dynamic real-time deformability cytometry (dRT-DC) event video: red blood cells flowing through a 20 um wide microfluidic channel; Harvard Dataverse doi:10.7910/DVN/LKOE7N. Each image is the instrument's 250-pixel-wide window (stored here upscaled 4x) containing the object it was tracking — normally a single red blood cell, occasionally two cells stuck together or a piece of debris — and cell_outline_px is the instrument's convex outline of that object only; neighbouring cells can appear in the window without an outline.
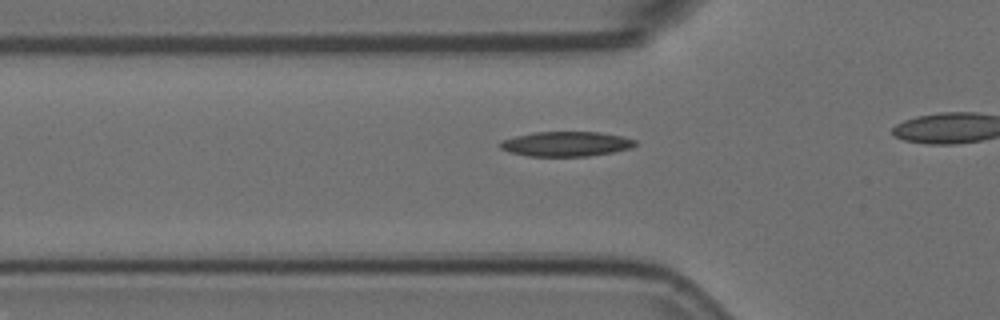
{"species": "Egyptian fruit bat (a non-hibernating species)", "species_latin": "Rousettus aegyptiacus", "temperature_condition": "room temperature", "stored_images_in_passage": 31, "camera_frame_rate_fps": 3000, "um_per_image_px": 0.085, "animal": {"sex": "female"}, "frame": {"image": 1, "passage_image": 6, "time_ms": 1.667, "image_size_px": [1000, 320], "cell_outline_px": [[636, 144], [632, 148], [612, 152], [588, 156], [528, 156], [508, 152], [500, 148], [500, 140], [516, 136], [536, 132], [600, 132], [620, 136], [636, 140]], "centroid_in_image_um": [48.1, 12.24], "position_along_channel_um": 77.7, "area_um2": 19.48}}
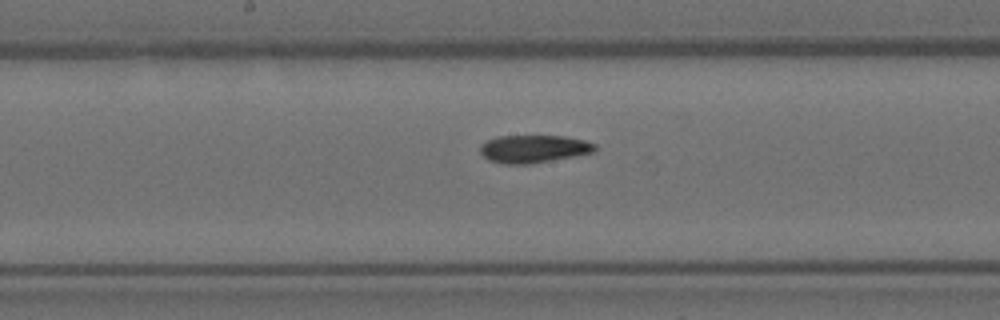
{"frame": {"image": 2, "passage_image": 16, "time_ms": 5.0, "image_size_px": [1000, 320], "cell_outline_px": [[596, 148], [592, 152], [532, 164], [504, 164], [488, 160], [480, 152], [480, 144], [496, 136], [564, 136], [584, 140], [596, 144]], "centroid_in_image_um": [45.32, 12.65], "position_along_channel_um": 202.9, "area_um2": 18.5}}
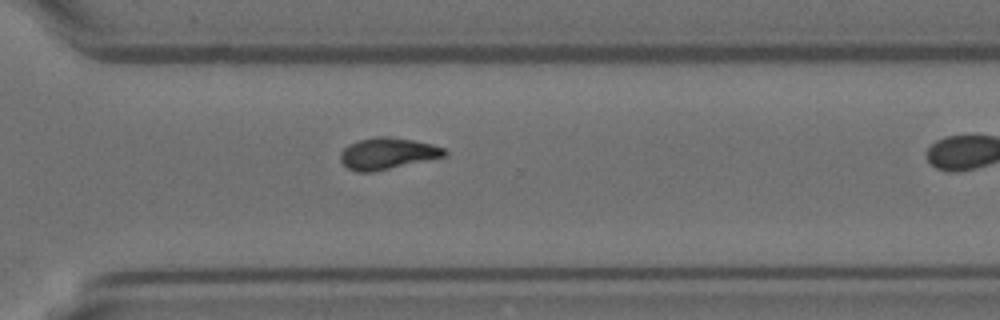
{"frame": {"image": 3, "passage_image": 27, "time_ms": 8.667, "image_size_px": [1000, 320], "cell_outline_px": [[448, 156], [372, 172], [356, 172], [348, 168], [340, 160], [340, 152], [348, 144], [360, 140], [380, 136], [412, 140], [432, 144], [444, 148], [448, 152]], "centroid_in_image_um": [32.95, 13.06], "position_along_channel_um": 337.7, "area_um2": 19.02}}